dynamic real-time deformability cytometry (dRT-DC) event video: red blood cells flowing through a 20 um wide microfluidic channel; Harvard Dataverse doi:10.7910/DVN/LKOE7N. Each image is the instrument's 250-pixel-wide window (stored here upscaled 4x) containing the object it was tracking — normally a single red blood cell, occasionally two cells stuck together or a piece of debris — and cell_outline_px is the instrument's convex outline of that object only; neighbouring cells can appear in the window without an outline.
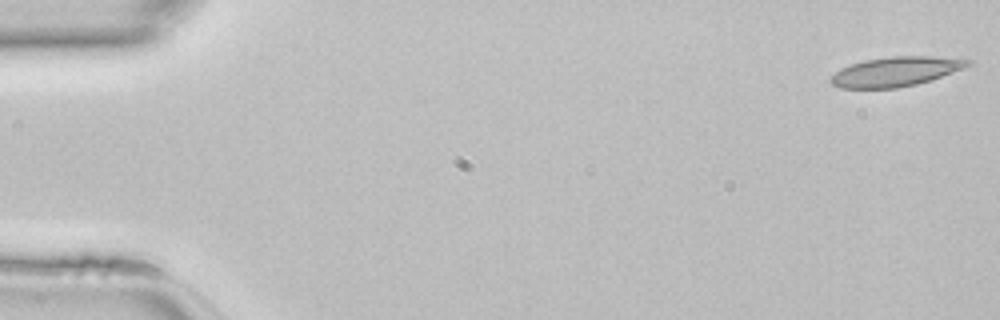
{"species": "common noctule bat (a hibernating species)", "species_latin": "Nyctalus noctula", "temperature_condition": "room temperature", "stored_images_in_passage": 46, "camera_frame_rate_fps": 3000, "um_per_image_px": 0.085, "animal": {"sex": "female", "body_mass_g": 22.7, "forearm_length_mm": 54.2}, "frame": {"image": 1, "passage_image": 1, "time_ms": 0.0, "image_size_px": [1000, 320], "cell_outline_px": [[972, 64], [964, 68], [916, 84], [896, 88], [840, 88], [832, 84], [828, 80], [840, 68], [864, 60], [892, 56], [932, 56], [972, 60]], "centroid_in_image_um": [76.11, 6.08], "position_along_channel_um": 8.9, "area_um2": 23.35}}
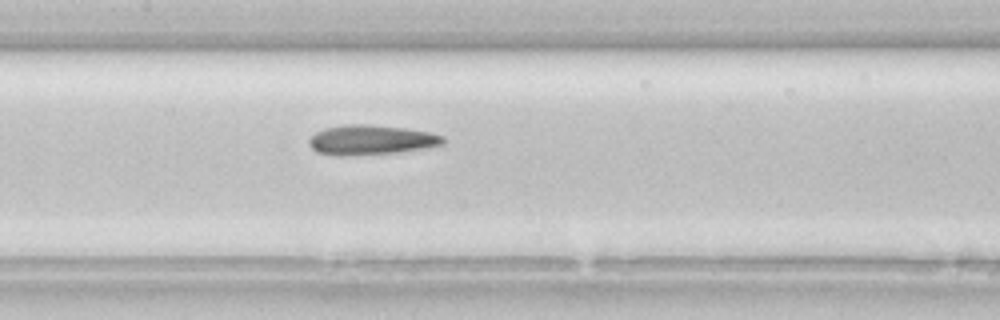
{"frame": {"image": 2, "passage_image": 22, "time_ms": 7.0, "image_size_px": [1000, 320], "cell_outline_px": [[444, 144], [424, 148], [396, 152], [356, 156], [336, 156], [316, 152], [308, 144], [308, 140], [316, 132], [324, 128], [352, 124], [368, 124], [404, 128], [432, 132], [444, 136]], "centroid_in_image_um": [31.52, 11.9], "position_along_channel_um": 175.9, "area_um2": 23.41}}
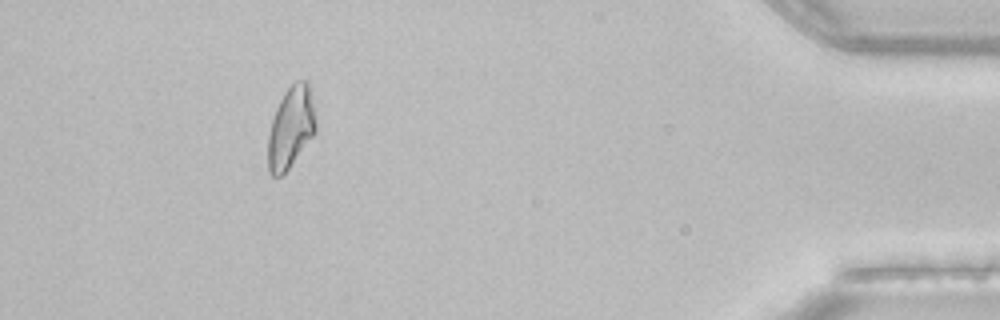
{"frame": {"image": 3, "passage_image": 42, "time_ms": 13.667, "image_size_px": [1000, 320], "cell_outline_px": [[316, 132], [288, 168], [280, 176], [272, 176], [268, 172], [268, 136], [272, 120], [276, 108], [284, 92], [296, 80], [308, 80], [312, 88], [316, 124]], "centroid_in_image_um": [24.74, 10.78], "position_along_channel_um": 410.5, "area_um2": 22.83}}